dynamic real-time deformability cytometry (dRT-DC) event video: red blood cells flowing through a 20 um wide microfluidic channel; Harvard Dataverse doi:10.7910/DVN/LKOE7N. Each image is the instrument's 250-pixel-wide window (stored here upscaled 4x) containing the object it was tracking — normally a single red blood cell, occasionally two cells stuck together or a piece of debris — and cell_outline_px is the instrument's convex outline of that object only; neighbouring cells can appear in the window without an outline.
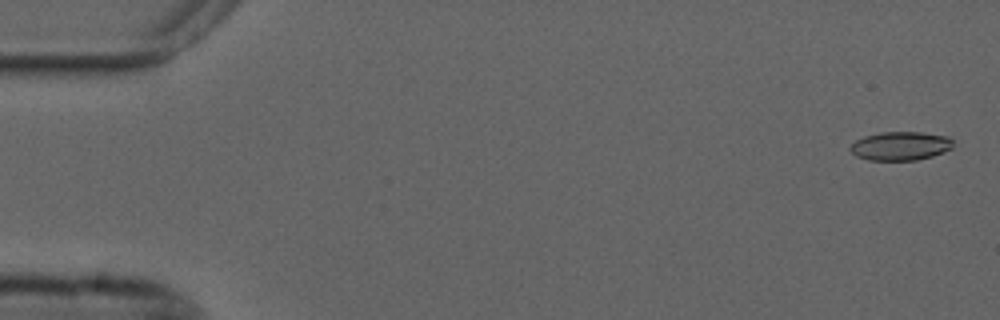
{"species": "common noctule bat (a hibernating species)", "species_latin": "Nyctalus noctula", "temperature_condition": "cold", "stored_images_in_passage": 54, "camera_frame_rate_fps": 3000, "um_per_image_px": 0.085, "animal": {"sex": "male", "forearm_length_mm": 52.5}, "frame": {"image": 1, "passage_image": 2, "time_ms": 0.333, "image_size_px": [1000, 320], "cell_outline_px": [[952, 148], [944, 152], [932, 156], [916, 160], [868, 160], [856, 156], [848, 148], [856, 140], [864, 136], [880, 132], [920, 132], [948, 136], [952, 140]], "centroid_in_image_um": [76.53, 12.4], "position_along_channel_um": 8.5, "area_um2": 17.22}}
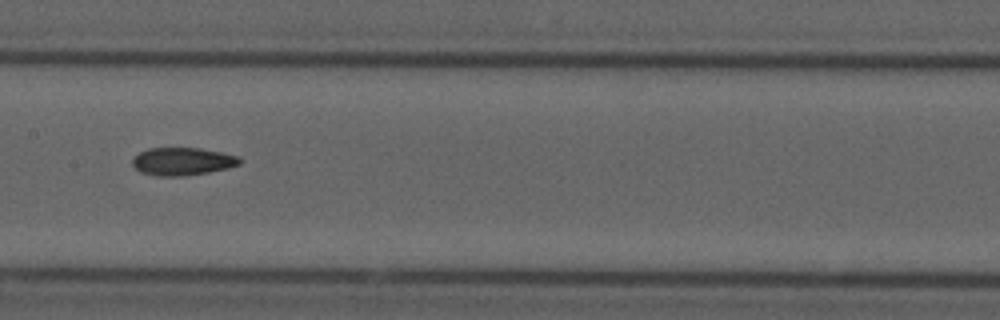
{"frame": {"image": 2, "passage_image": 28, "time_ms": 9.0, "image_size_px": [1000, 320], "cell_outline_px": [[240, 164], [228, 168], [208, 172], [184, 176], [156, 176], [140, 172], [132, 164], [132, 160], [140, 152], [148, 148], [200, 148], [220, 152], [236, 156], [240, 160]], "centroid_in_image_um": [15.48, 13.72], "position_along_channel_um": 191.9, "area_um2": 17.22}}
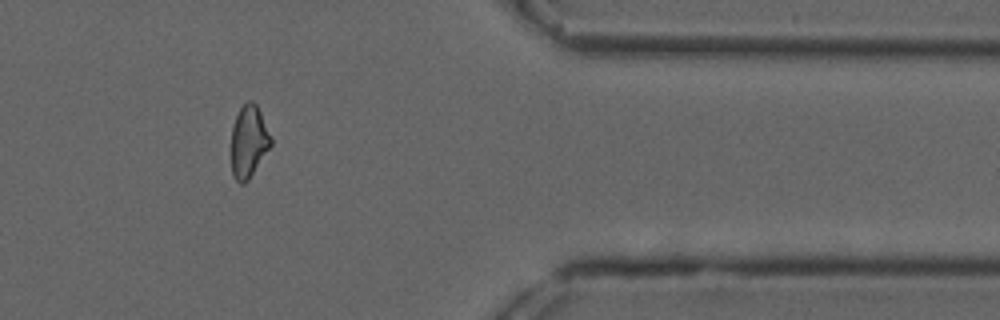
{"frame": {"image": 3, "passage_image": 46, "time_ms": 15.0, "image_size_px": [1000, 320], "cell_outline_px": [[272, 144], [248, 180], [244, 184], [240, 184], [232, 176], [232, 128], [236, 116], [240, 108], [248, 100], [252, 100], [256, 104], [272, 136]], "centroid_in_image_um": [21.15, 12.03], "position_along_channel_um": 390.3, "area_um2": 16.59}}